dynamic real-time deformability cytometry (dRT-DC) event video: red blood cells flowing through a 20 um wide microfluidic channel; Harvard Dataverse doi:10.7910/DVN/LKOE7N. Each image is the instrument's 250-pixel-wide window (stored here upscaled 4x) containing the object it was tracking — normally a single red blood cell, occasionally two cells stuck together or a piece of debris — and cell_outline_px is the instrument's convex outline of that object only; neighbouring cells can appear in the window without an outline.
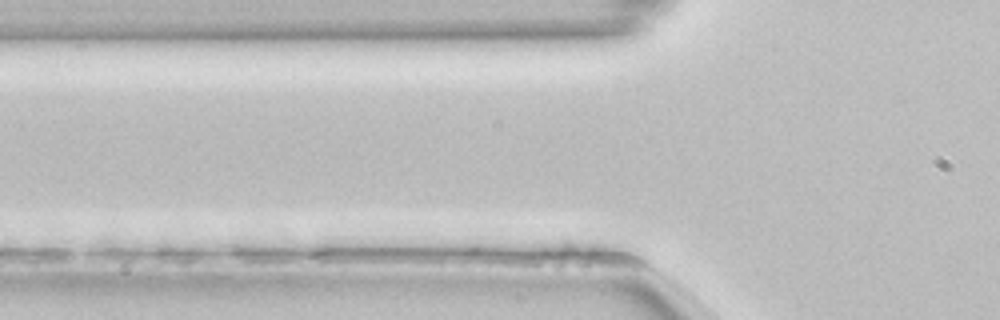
{"species": "common noctule bat (a hibernating species)", "species_latin": "Nyctalus noctula", "temperature_condition": "room temperature", "stored_images_in_passage": 2, "camera_frame_rate_fps": 3000, "um_per_image_px": 0.085, "animal": {"sex": "female", "body_mass_g": 22.7, "forearm_length_mm": 54.2}, "frame": {"image": 1, "passage_image": 2, "time_ms": 0.333, "image_size_px": [1000, 320], "cell_outline_px": [[632, 260], [612, 264], [520, 264], [512, 256], [564, 244], [568, 244], [624, 256]], "centroid_in_image_um": [48.38, 21.79], "position_along_channel_um": 77.4, "area_um2": 11.33}}